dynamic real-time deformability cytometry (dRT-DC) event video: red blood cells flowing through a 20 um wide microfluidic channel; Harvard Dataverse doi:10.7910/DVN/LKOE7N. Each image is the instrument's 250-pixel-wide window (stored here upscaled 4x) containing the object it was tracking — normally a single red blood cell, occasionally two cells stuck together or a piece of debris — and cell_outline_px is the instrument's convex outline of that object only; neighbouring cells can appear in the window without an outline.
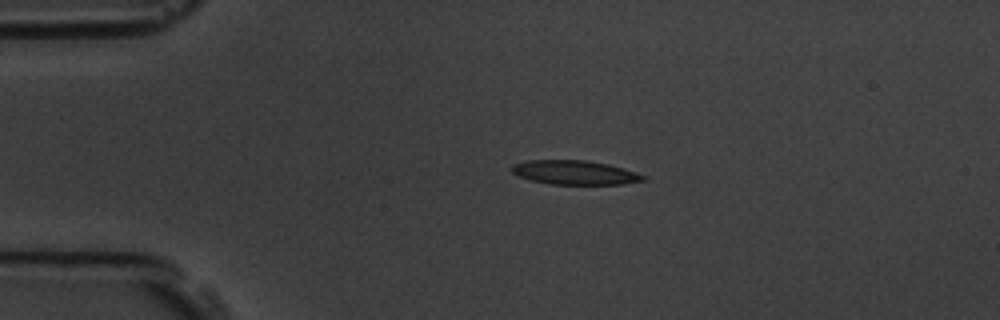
{"species": "common noctule bat (a hibernating species)", "species_latin": "Nyctalus noctula", "temperature_condition": "room temperature", "stored_images_in_passage": 2, "camera_frame_rate_fps": 3000, "um_per_image_px": 0.085, "animal": {"sex": "male", "body_mass_g": 19.5, "forearm_length_mm": 54.6}, "frame": {"image": 1, "passage_image": 1, "time_ms": 0.0, "image_size_px": [1000, 320], "cell_outline_px": [[648, 180], [624, 184], [548, 184], [532, 180], [520, 176], [512, 172], [512, 164], [528, 160], [584, 160], [608, 164], [636, 172], [648, 176]], "centroid_in_image_um": [48.91, 14.66], "position_along_channel_um": 36.1, "area_um2": 18.5}}
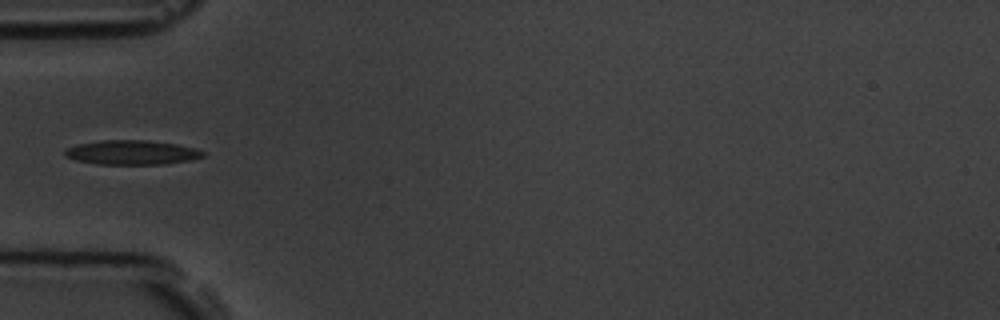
{"frame": {"image": 2, "passage_image": 2, "time_ms": 2.0, "image_size_px": [1000, 320], "cell_outline_px": [[204, 156], [192, 160], [164, 164], [96, 164], [76, 160], [64, 156], [64, 148], [76, 144], [100, 140], [148, 140], [176, 144], [192, 148], [204, 152]], "centroid_in_image_um": [11.14, 12.96], "position_along_channel_um": 73.9, "area_um2": 19.71}}